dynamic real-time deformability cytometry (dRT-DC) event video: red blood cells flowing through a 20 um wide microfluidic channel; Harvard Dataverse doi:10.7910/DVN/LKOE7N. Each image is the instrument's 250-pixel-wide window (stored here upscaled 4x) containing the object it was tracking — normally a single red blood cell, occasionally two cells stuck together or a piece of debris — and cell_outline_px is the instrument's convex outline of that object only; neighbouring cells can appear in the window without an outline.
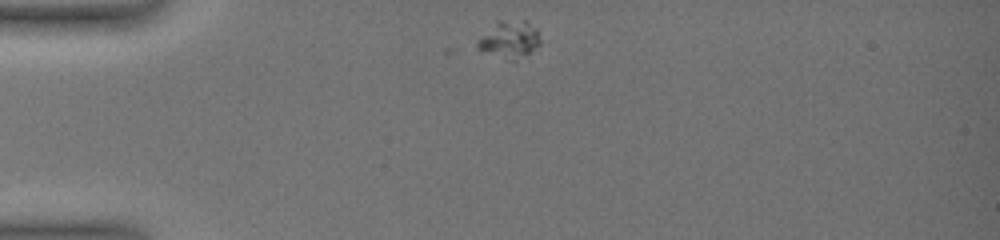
{"species": "common noctule bat (a hibernating species)", "species_latin": "Nyctalus noctula", "temperature_condition": "warm", "stored_images_in_passage": 54, "camera_frame_rate_fps": 3000, "um_per_image_px": 0.085, "animal": {"sex": "female", "body_mass_g": 19.0, "forearm_length_mm": 51.5}, "frame": {"image": 1, "passage_image": 1, "time_ms": 0.0, "image_size_px": [1000, 240], "cell_outline_px": [[548, 40], [516, 60], [512, 60], [476, 48], [476, 40], [496, 20], [528, 20]], "centroid_in_image_um": [43.39, 3.3], "position_along_channel_um": 41.6, "area_um2": 14.05}}
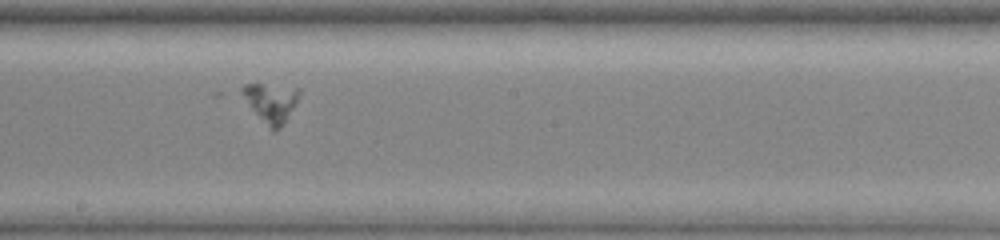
{"frame": {"image": 2, "passage_image": 25, "time_ms": 6.333, "image_size_px": [1000, 240], "cell_outline_px": [[300, 92], [296, 104], [280, 128], [276, 132], [272, 132], [236, 92], [244, 84], [260, 84], [300, 88]], "centroid_in_image_um": [22.97, 8.72], "position_along_channel_um": 225.2, "area_um2": 13.29}}
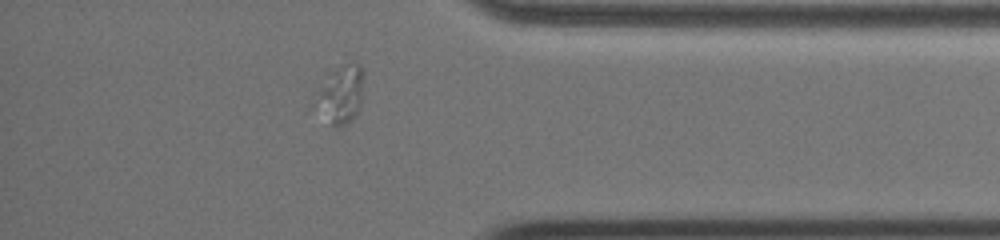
{"frame": {"image": 3, "passage_image": 46, "time_ms": 11.667, "image_size_px": [1000, 240], "cell_outline_px": [[364, 72], [360, 104], [356, 112], [340, 128], [336, 128], [332, 124], [324, 96], [324, 88], [328, 72], [344, 64], [356, 60], [364, 68]], "centroid_in_image_um": [29.22, 7.82], "position_along_channel_um": 406.0, "area_um2": 13.99}}